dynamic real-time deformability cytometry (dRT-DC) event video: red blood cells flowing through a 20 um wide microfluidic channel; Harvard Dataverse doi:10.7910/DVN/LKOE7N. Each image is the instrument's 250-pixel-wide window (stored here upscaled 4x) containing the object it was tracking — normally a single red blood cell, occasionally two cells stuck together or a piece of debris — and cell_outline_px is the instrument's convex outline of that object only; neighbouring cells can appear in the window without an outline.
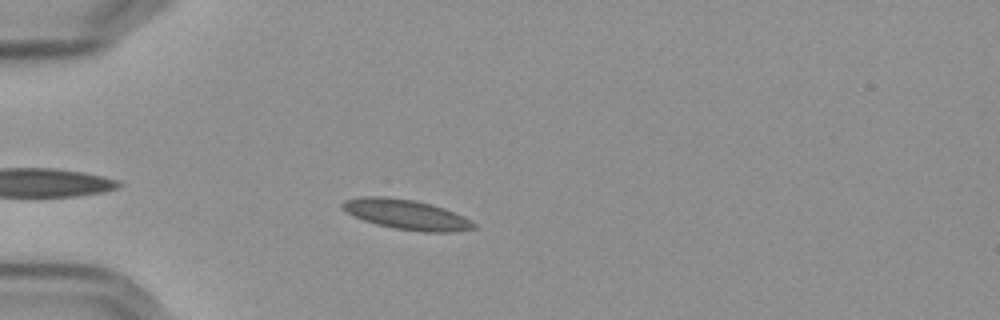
{"species": "Egyptian fruit bat (a non-hibernating species)", "species_latin": "Rousettus aegyptiacus", "temperature_condition": "cold", "stored_images_in_passage": 34, "camera_frame_rate_fps": 3000, "um_per_image_px": 0.085, "frame": {"image": 1, "passage_image": 5, "time_ms": 1.333, "image_size_px": [1000, 320], "cell_outline_px": [[476, 228], [452, 232], [424, 232], [396, 228], [376, 224], [364, 220], [348, 212], [340, 204], [344, 200], [360, 196], [388, 196], [416, 200], [444, 208], [464, 216], [472, 220], [476, 224]], "centroid_in_image_um": [34.58, 18.22], "position_along_channel_um": 50.4, "area_um2": 22.89}}
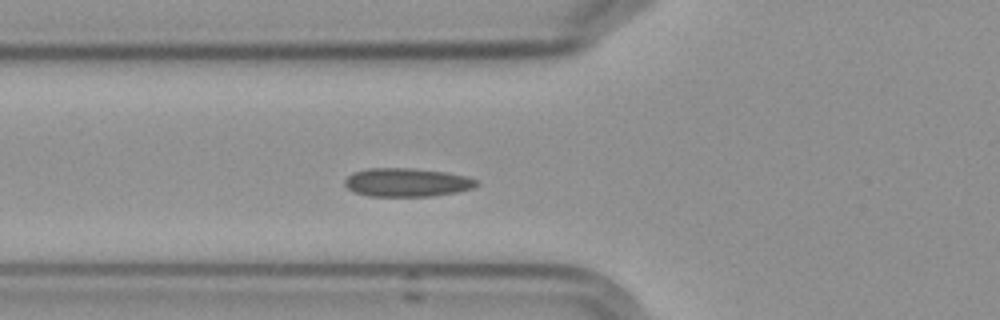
{"frame": {"image": 2, "passage_image": 10, "time_ms": 3.0, "image_size_px": [1000, 320], "cell_outline_px": [[480, 184], [472, 188], [456, 192], [432, 196], [368, 196], [352, 192], [344, 184], [344, 180], [352, 172], [368, 168], [412, 168], [448, 172], [480, 180]], "centroid_in_image_um": [34.58, 15.5], "position_along_channel_um": 91.2, "area_um2": 22.14}}
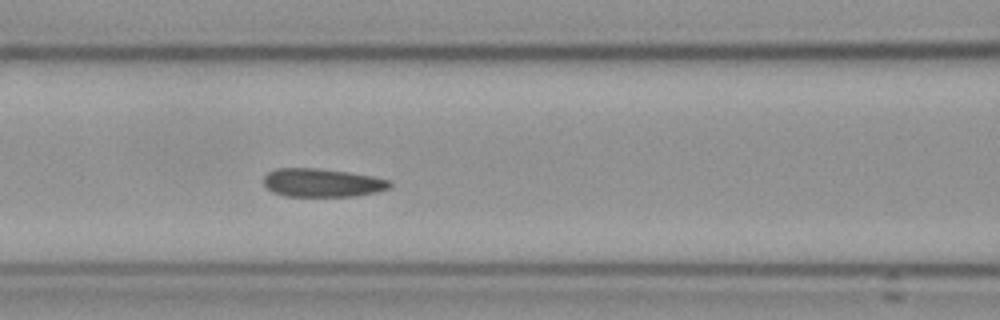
{"frame": {"image": 3, "passage_image": 14, "time_ms": 4.333, "image_size_px": [1000, 320], "cell_outline_px": [[392, 184], [388, 188], [376, 192], [356, 196], [288, 196], [272, 192], [264, 184], [264, 176], [268, 172], [276, 168], [316, 168], [348, 172], [372, 176], [388, 180]], "centroid_in_image_um": [27.36, 15.53], "position_along_channel_um": 139.2, "area_um2": 20.75}, "authors_computed_cell_mechanics": {"area_um2": 21.3282, "velocity_mm_per_s": 3.5525, "shape_relaxation_time_tau1_ms": null, "shape_relaxation_time_tau2_ms": 3.4426, "deformation_change_tau1": null, "deformation_change_tau2": 0.0778}}